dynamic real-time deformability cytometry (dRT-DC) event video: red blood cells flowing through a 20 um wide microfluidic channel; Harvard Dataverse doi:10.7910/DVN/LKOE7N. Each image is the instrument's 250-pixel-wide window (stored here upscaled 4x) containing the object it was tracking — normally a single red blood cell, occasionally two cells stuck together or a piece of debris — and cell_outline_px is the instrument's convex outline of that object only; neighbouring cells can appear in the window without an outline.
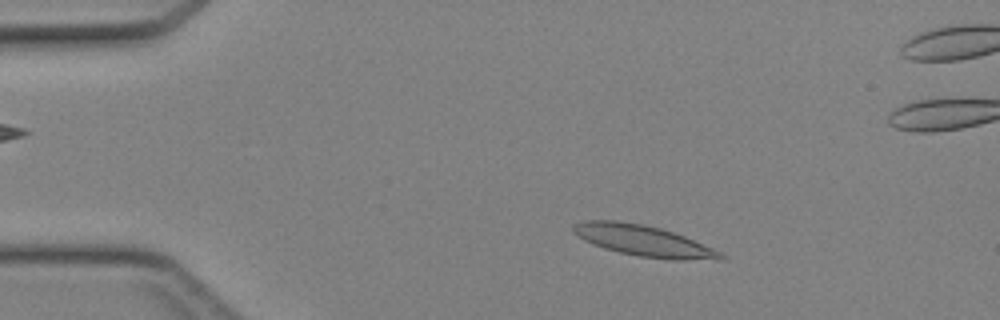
{"species": "Egyptian fruit bat (a non-hibernating species)", "species_latin": "Rousettus aegyptiacus", "temperature_condition": "cold", "stored_images_in_passage": 45, "camera_frame_rate_fps": 3000, "um_per_image_px": 0.085, "animal": {"sex": "female"}, "frame": {"image": 1, "passage_image": 7, "time_ms": 2.0, "image_size_px": [1000, 320], "cell_outline_px": [[728, 256], [724, 260], [676, 260], [640, 256], [620, 252], [604, 248], [592, 244], [584, 240], [572, 232], [572, 224], [584, 220], [616, 220], [644, 224], [660, 228], [684, 236], [712, 248]], "centroid_in_image_um": [54.69, 20.46], "position_along_channel_um": 30.3, "area_um2": 26.65}}
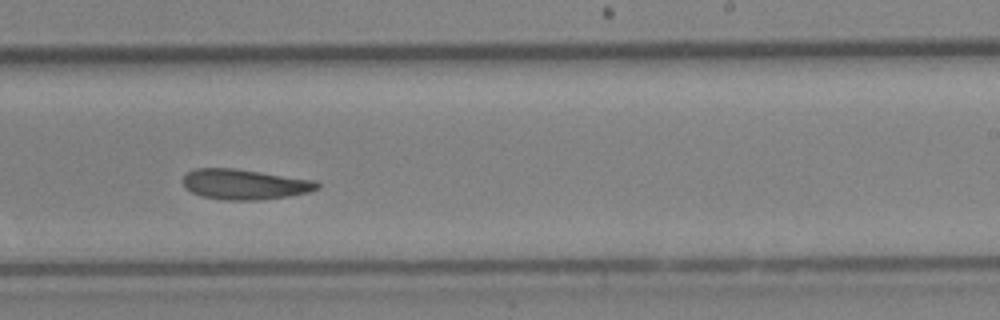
{"frame": {"image": 2, "passage_image": 27, "time_ms": 8.667, "image_size_px": [1000, 320], "cell_outline_px": [[320, 188], [308, 192], [288, 196], [252, 200], [224, 200], [204, 196], [192, 192], [184, 188], [184, 176], [192, 168], [236, 168], [316, 180], [320, 184]], "centroid_in_image_um": [20.81, 15.65], "position_along_channel_um": 268.2, "area_um2": 23.7}}
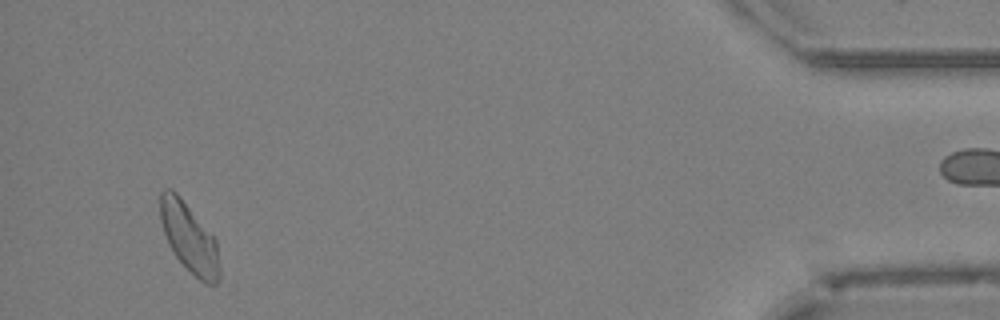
{"frame": {"image": 3, "passage_image": 42, "time_ms": 13.667, "image_size_px": [1000, 320], "cell_outline_px": [[220, 276], [216, 284], [208, 284], [200, 280], [176, 256], [164, 232], [160, 220], [160, 192], [164, 188], [172, 188], [180, 196], [216, 240], [220, 268]], "centroid_in_image_um": [16.08, 20.18], "position_along_channel_um": 419.1, "area_um2": 23.47}}